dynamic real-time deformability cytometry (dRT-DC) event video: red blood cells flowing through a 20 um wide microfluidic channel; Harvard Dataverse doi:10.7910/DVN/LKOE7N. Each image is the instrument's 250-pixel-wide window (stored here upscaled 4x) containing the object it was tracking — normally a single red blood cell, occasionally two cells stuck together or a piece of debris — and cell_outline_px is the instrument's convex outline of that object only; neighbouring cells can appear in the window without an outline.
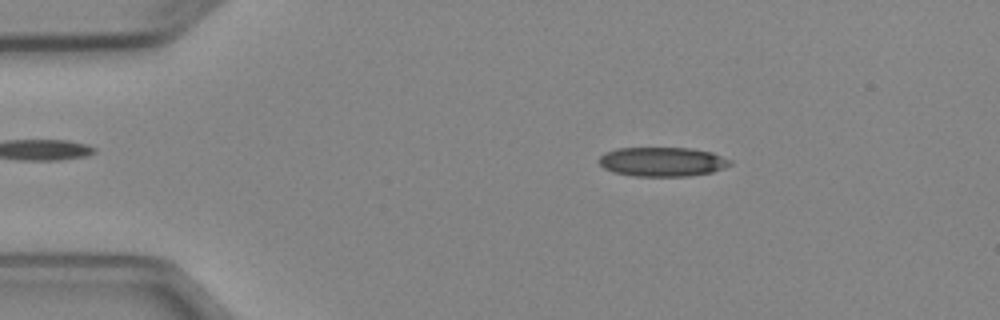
{"species": "Egyptian fruit bat (a non-hibernating species)", "species_latin": "Rousettus aegyptiacus", "temperature_condition": "cold", "stored_images_in_passage": 3, "camera_frame_rate_fps": 3000, "um_per_image_px": 0.085, "animal": {"sex": "female"}, "frame": {"image": 1, "passage_image": 2, "time_ms": 1.333, "image_size_px": [1000, 320], "cell_outline_px": [[732, 164], [724, 168], [712, 172], [688, 176], [632, 176], [612, 172], [604, 168], [596, 160], [604, 152], [616, 148], [692, 148], [712, 152], [732, 160]], "centroid_in_image_um": [56.28, 13.75], "position_along_channel_um": 28.7, "area_um2": 22.66}}